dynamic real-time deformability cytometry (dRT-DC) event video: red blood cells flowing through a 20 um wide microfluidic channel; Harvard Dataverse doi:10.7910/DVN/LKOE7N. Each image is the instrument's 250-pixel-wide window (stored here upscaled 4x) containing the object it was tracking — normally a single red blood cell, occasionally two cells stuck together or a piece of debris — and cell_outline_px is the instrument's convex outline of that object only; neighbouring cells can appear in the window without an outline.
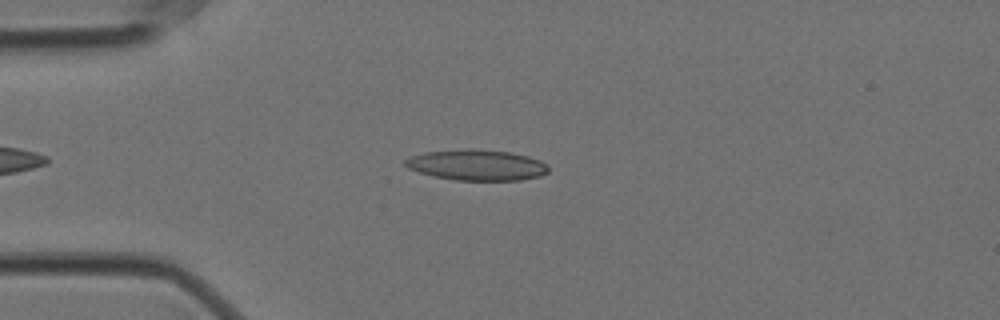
{"species": "Egyptian fruit bat (a non-hibernating species)", "species_latin": "Rousettus aegyptiacus", "temperature_condition": "cold", "stored_images_in_passage": 51, "camera_frame_rate_fps": 3000, "um_per_image_px": 0.085, "animal": {"sex": "female"}, "frame": {"image": 1, "passage_image": 9, "time_ms": 2.667, "image_size_px": [1000, 320], "cell_outline_px": [[548, 172], [540, 176], [520, 180], [456, 180], [436, 176], [420, 172], [408, 168], [404, 164], [404, 160], [412, 156], [424, 152], [512, 152], [528, 156], [540, 160], [548, 164]], "centroid_in_image_um": [40.6, 14.08], "position_along_channel_um": 44.4, "area_um2": 24.39}}
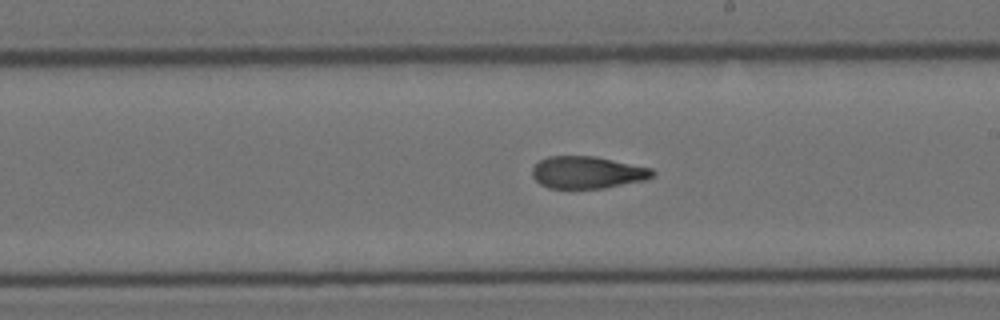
{"frame": {"image": 2, "passage_image": 27, "time_ms": 8.667, "image_size_px": [1000, 320], "cell_outline_px": [[656, 172], [652, 176], [644, 180], [604, 188], [548, 188], [540, 184], [532, 176], [532, 168], [540, 160], [548, 156], [596, 156], [652, 168]], "centroid_in_image_um": [49.92, 14.65], "position_along_channel_um": 239.1, "area_um2": 22.54}}
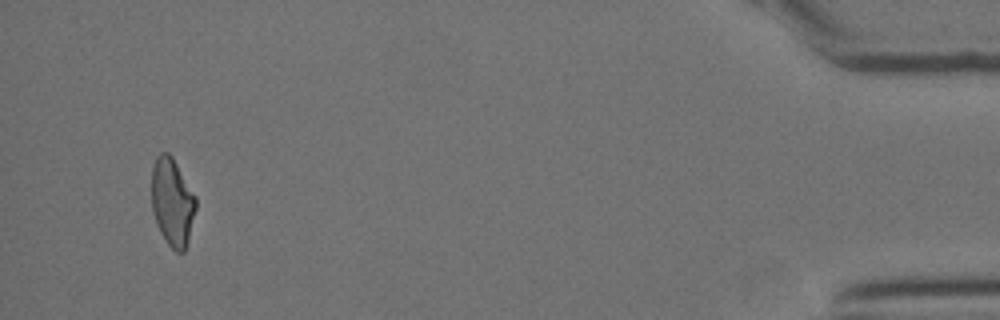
{"frame": {"image": 3, "passage_image": 49, "time_ms": 16.0, "image_size_px": [1000, 320], "cell_outline_px": [[196, 208], [188, 240], [184, 252], [176, 252], [168, 244], [160, 232], [156, 224], [152, 208], [152, 164], [156, 156], [160, 152], [168, 152], [172, 156], [196, 196]], "centroid_in_image_um": [14.64, 17.15], "position_along_channel_um": 420.6, "area_um2": 22.72}, "authors_computed_cell_mechanics": {"area_um2": 23.3512, "velocity_mm_per_s": 3.5471, "shape_relaxation_time_tau1_ms": null, "shape_relaxation_time_tau2_ms": 3.23, "deformation_change_tau1": null, "deformation_change_tau2": 0.1075}}